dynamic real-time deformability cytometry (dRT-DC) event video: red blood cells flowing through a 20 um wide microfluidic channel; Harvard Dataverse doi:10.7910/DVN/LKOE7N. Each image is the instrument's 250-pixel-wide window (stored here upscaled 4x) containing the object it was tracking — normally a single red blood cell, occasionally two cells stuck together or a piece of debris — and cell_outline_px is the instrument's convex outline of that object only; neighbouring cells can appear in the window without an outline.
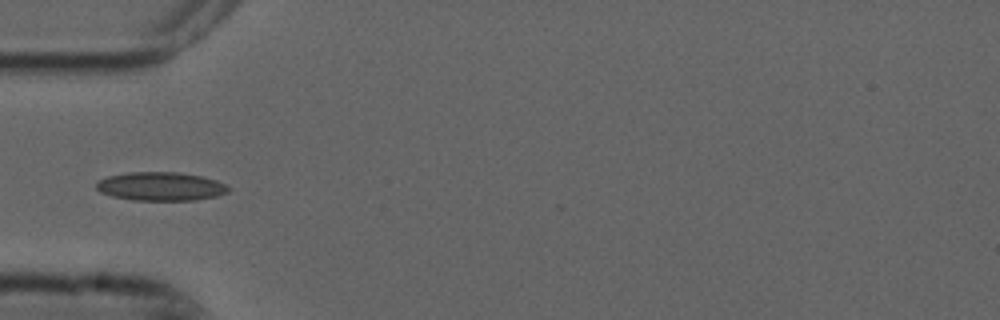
{"species": "common noctule bat (a hibernating species)", "species_latin": "Nyctalus noctula", "temperature_condition": "cold", "stored_images_in_passage": 3, "camera_frame_rate_fps": 3000, "um_per_image_px": 0.085, "animal": {"sex": "male", "forearm_length_mm": 52.5}, "frame": {"image": 1, "passage_image": 3, "time_ms": 0.667, "image_size_px": [1000, 320], "cell_outline_px": [[232, 188], [228, 192], [216, 196], [196, 200], [132, 200], [112, 196], [100, 192], [96, 188], [96, 184], [100, 180], [108, 176], [128, 172], [176, 172], [200, 176], [216, 180]], "centroid_in_image_um": [13.67, 15.84], "position_along_channel_um": 71.3, "area_um2": 21.96}}